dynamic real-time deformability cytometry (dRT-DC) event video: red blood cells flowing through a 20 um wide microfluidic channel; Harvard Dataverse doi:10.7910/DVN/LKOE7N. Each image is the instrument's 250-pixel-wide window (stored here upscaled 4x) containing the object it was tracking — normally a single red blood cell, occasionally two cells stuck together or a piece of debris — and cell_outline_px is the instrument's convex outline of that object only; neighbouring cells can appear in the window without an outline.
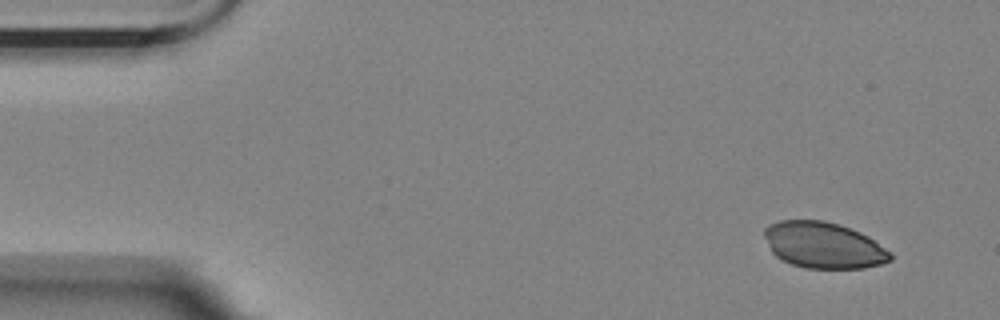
{"species": "Egyptian fruit bat (a non-hibernating species)", "species_latin": "Rousettus aegyptiacus", "temperature_condition": "room temperature", "stored_images_in_passage": 9, "camera_frame_rate_fps": 3000, "um_per_image_px": 0.085, "animal": {"sex": "female"}, "frame": {"image": 1, "passage_image": 1, "time_ms": 0.0, "image_size_px": [1000, 320], "cell_outline_px": [[892, 260], [880, 264], [864, 268], [804, 268], [792, 264], [776, 256], [772, 252], [764, 236], [764, 228], [768, 224], [780, 220], [824, 220], [860, 232], [868, 236], [892, 252]], "centroid_in_image_um": [70.0, 20.84], "position_along_channel_um": 15.0, "area_um2": 33.87}}